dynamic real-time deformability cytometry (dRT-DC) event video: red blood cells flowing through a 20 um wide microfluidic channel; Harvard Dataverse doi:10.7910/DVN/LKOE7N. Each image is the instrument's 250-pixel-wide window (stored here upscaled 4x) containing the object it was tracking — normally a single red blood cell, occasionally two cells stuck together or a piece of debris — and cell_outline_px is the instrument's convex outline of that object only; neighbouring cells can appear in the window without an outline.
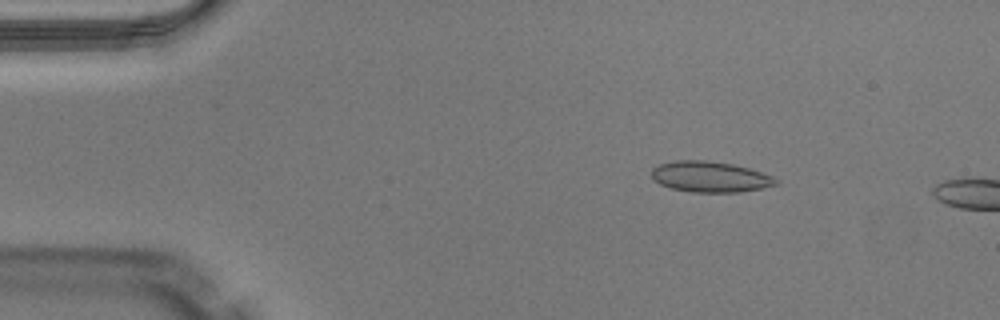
{"species": "Egyptian fruit bat (a non-hibernating species)", "species_latin": "Rousettus aegyptiacus", "temperature_condition": "warm", "stored_images_in_passage": 4, "camera_frame_rate_fps": 3000, "um_per_image_px": 0.085, "animal": {"sex": "male"}, "frame": {"image": 1, "passage_image": 1, "time_ms": 0.0, "image_size_px": [1000, 320], "cell_outline_px": [[780, 184], [740, 192], [692, 192], [672, 188], [660, 184], [652, 176], [652, 168], [660, 164], [676, 160], [704, 160], [732, 164], [748, 168], [772, 176], [780, 180]], "centroid_in_image_um": [60.39, 15.03], "position_along_channel_um": 24.6, "area_um2": 22.14}}